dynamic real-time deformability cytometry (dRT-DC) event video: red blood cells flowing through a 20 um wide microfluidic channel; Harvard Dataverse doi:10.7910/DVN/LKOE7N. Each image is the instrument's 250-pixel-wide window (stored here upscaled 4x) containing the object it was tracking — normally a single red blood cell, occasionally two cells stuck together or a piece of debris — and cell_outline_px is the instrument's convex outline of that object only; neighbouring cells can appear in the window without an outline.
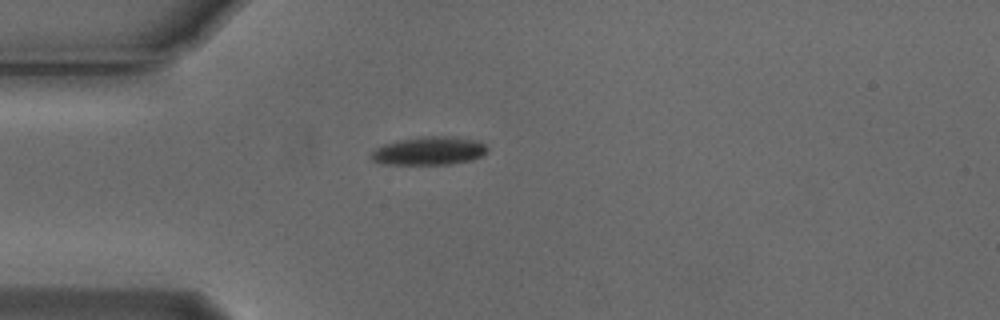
{"species": "Egyptian fruit bat (a non-hibernating species)", "species_latin": "Rousettus aegyptiacus", "temperature_condition": "cold", "stored_images_in_passage": 5, "camera_frame_rate_fps": 3000, "um_per_image_px": 0.085, "animal": {"sex": "male"}, "frame": {"image": 1, "passage_image": 1, "time_ms": 0.0, "image_size_px": [1000, 320], "cell_outline_px": [[488, 152], [472, 160], [452, 164], [384, 164], [372, 160], [368, 156], [376, 148], [384, 144], [396, 140], [424, 136], [452, 136], [476, 140], [484, 144], [488, 148]], "centroid_in_image_um": [36.47, 12.82], "position_along_channel_um": 48.5, "area_um2": 19.31}}